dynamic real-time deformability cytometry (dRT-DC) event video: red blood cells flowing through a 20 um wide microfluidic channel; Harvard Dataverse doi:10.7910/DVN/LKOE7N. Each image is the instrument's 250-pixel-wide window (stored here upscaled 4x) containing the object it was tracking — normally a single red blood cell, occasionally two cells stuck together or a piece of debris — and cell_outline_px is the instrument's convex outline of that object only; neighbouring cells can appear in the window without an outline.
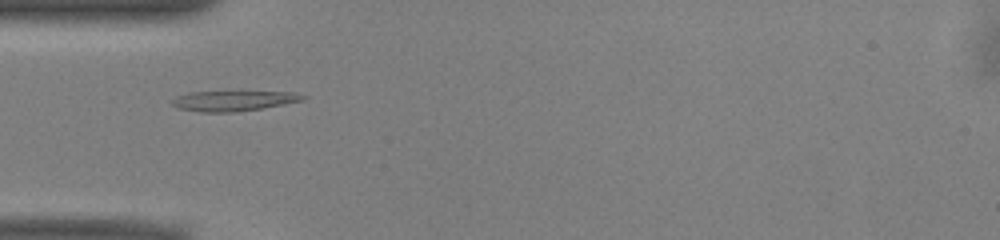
{"species": "common noctule bat (a hibernating species)", "species_latin": "Nyctalus noctula", "temperature_condition": "warm", "stored_images_in_passage": 29, "camera_frame_rate_fps": 3000, "um_per_image_px": 0.085, "animal": {"sex": "male", "body_mass_g": 13.0, "forearm_length_mm": 53.1}, "frame": {"image": 1, "passage_image": 1, "time_ms": 0.0, "image_size_px": [1000, 240], "cell_outline_px": [[308, 96], [304, 100], [284, 104], [236, 112], [200, 112], [176, 108], [172, 104], [172, 100], [176, 96], [188, 92], [240, 88], [296, 92]], "centroid_in_image_um": [19.89, 8.49], "position_along_channel_um": 65.1, "area_um2": 16.94}}
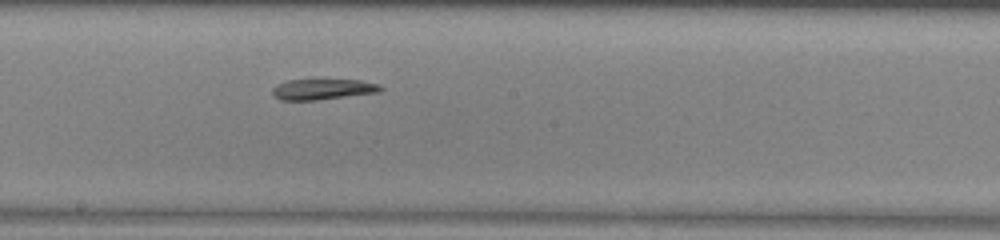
{"frame": {"image": 2, "passage_image": 13, "time_ms": 4.0, "image_size_px": [1000, 240], "cell_outline_px": [[384, 88], [380, 92], [316, 100], [280, 100], [272, 96], [272, 88], [276, 84], [288, 80], [312, 76], [320, 76], [360, 80], [380, 84]], "centroid_in_image_um": [27.41, 7.51], "position_along_channel_um": 220.8, "area_um2": 14.28}}
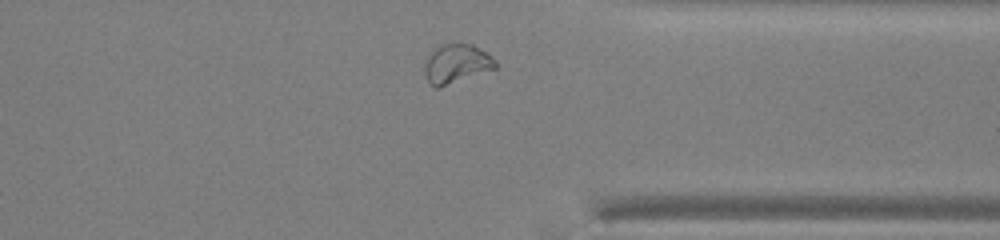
{"frame": {"image": 3, "passage_image": 25, "time_ms": 8.0, "image_size_px": [1000, 240], "cell_outline_px": [[496, 68], [440, 88], [436, 88], [428, 84], [424, 72], [424, 60], [432, 48], [436, 44], [452, 40], [472, 44], [480, 48], [492, 56], [496, 60]], "centroid_in_image_um": [38.73, 5.36], "position_along_channel_um": 372.7, "area_um2": 17.11}}